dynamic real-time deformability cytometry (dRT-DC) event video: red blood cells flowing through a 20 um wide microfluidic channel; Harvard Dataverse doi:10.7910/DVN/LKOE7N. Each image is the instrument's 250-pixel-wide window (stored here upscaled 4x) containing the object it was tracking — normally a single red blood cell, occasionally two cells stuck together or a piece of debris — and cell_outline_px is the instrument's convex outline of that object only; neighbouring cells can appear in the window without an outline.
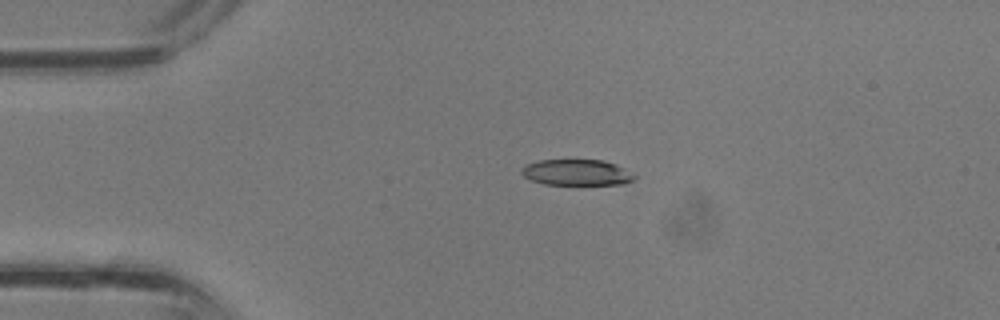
{"species": "common noctule bat (a hibernating species)", "species_latin": "Nyctalus noctula", "temperature_condition": "room temperature", "stored_images_in_passage": 36, "camera_frame_rate_fps": 3000, "um_per_image_px": 0.085, "animal": {"sex": "male", "body_mass_g": 13.3}, "frame": {"image": 1, "passage_image": 7, "time_ms": 2.0, "image_size_px": [1000, 320], "cell_outline_px": [[636, 176], [632, 180], [624, 184], [544, 184], [532, 180], [524, 176], [520, 172], [528, 164], [540, 160], [604, 160], [616, 164], [624, 168]], "centroid_in_image_um": [49.04, 14.65], "position_along_channel_um": 36.0, "area_um2": 16.82}}
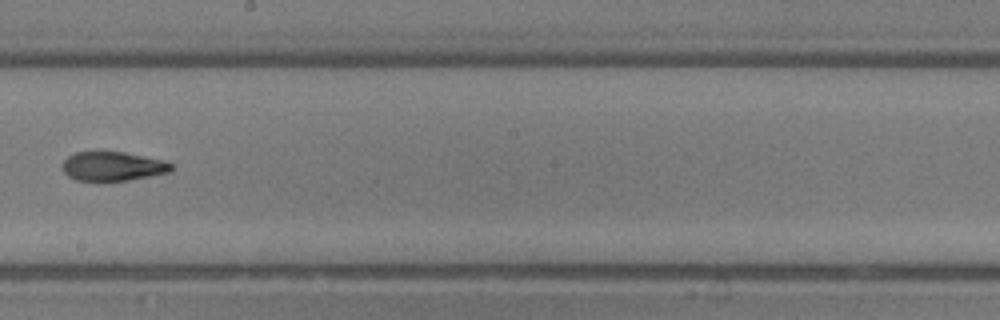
{"frame": {"image": 2, "passage_image": 20, "time_ms": 6.333, "image_size_px": [1000, 320], "cell_outline_px": [[172, 168], [168, 172], [128, 180], [100, 184], [76, 180], [68, 176], [64, 172], [64, 160], [68, 156], [76, 152], [124, 152], [164, 160], [172, 164]], "centroid_in_image_um": [9.54, 14.17], "position_along_channel_um": 238.7, "area_um2": 18.84}}
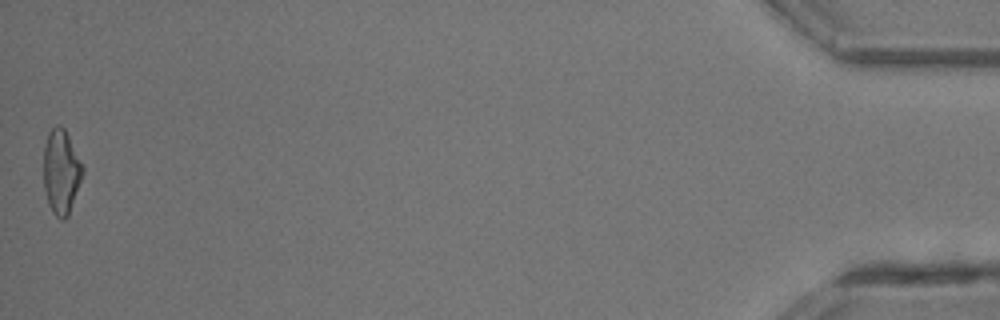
{"frame": {"image": 3, "passage_image": 36, "time_ms": 11.667, "image_size_px": [1000, 320], "cell_outline_px": [[84, 172], [68, 216], [64, 220], [60, 220], [52, 212], [48, 204], [44, 188], [44, 148], [48, 132], [56, 124], [60, 124], [64, 128], [84, 168]], "centroid_in_image_um": [5.19, 14.61], "position_along_channel_um": 430.0, "area_um2": 19.19}}